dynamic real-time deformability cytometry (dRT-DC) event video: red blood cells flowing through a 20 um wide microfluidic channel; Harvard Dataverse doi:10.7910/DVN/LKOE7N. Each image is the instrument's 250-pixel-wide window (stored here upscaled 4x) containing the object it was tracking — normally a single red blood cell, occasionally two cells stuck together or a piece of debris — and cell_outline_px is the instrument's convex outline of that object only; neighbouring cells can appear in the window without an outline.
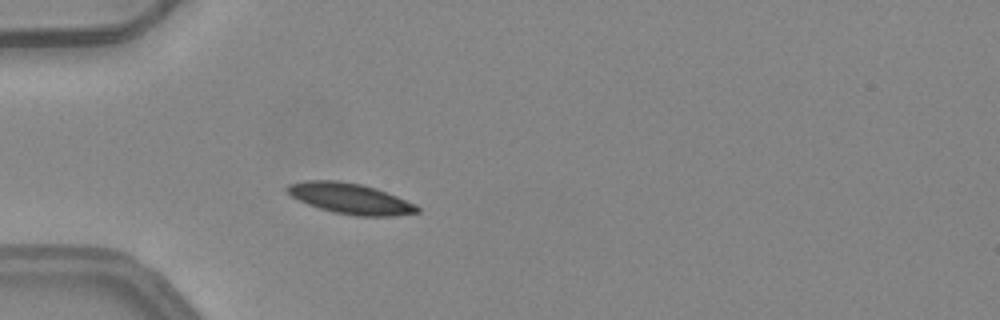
{"species": "common noctule bat (a hibernating species)", "species_latin": "Nyctalus noctula", "temperature_condition": "warm", "stored_images_in_passage": 3, "camera_frame_rate_fps": 3000, "um_per_image_px": 0.085, "animal": {"sex": "female", "body_mass_g": 24.6, "forearm_length_mm": 56.2}, "frame": {"image": 1, "passage_image": 3, "time_ms": 0.667, "image_size_px": [1000, 320], "cell_outline_px": [[420, 212], [396, 216], [356, 216], [332, 212], [308, 204], [292, 196], [284, 188], [288, 184], [304, 180], [336, 180], [360, 184], [376, 188], [416, 204], [420, 208]], "centroid_in_image_um": [29.78, 16.88], "position_along_channel_um": 55.2, "area_um2": 23.24}}